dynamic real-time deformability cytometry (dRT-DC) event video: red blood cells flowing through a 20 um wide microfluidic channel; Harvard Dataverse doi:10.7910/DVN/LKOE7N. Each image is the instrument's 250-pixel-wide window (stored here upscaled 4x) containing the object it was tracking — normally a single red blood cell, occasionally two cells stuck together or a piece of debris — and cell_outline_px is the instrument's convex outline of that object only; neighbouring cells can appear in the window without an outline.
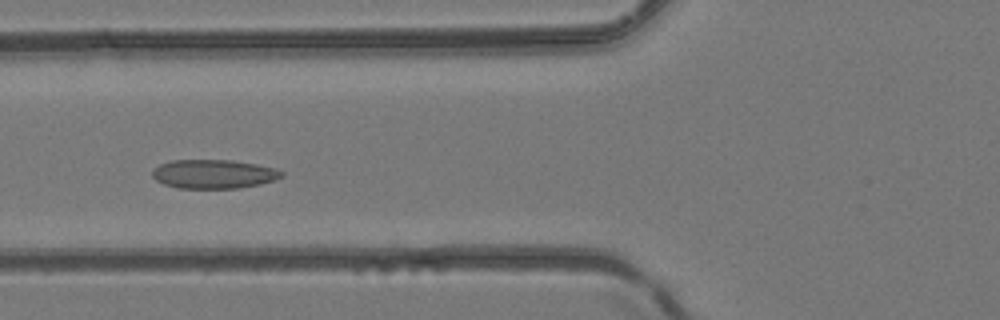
{"species": "common noctule bat (a hibernating species)", "species_latin": "Nyctalus noctula", "temperature_condition": "room temperature", "stored_images_in_passage": 4, "camera_frame_rate_fps": 3000, "um_per_image_px": 0.085, "animal": {"sex": "female", "body_mass_g": 24.6, "forearm_length_mm": 56.2}, "frame": {"image": 1, "passage_image": 4, "time_ms": 1.0, "image_size_px": [1000, 320], "cell_outline_px": [[284, 176], [260, 184], [236, 188], [180, 188], [164, 184], [156, 180], [152, 176], [152, 172], [160, 164], [172, 160], [232, 160], [256, 164], [276, 168], [284, 172]], "centroid_in_image_um": [18.18, 14.78], "position_along_channel_um": 107.6, "area_um2": 21.68}}